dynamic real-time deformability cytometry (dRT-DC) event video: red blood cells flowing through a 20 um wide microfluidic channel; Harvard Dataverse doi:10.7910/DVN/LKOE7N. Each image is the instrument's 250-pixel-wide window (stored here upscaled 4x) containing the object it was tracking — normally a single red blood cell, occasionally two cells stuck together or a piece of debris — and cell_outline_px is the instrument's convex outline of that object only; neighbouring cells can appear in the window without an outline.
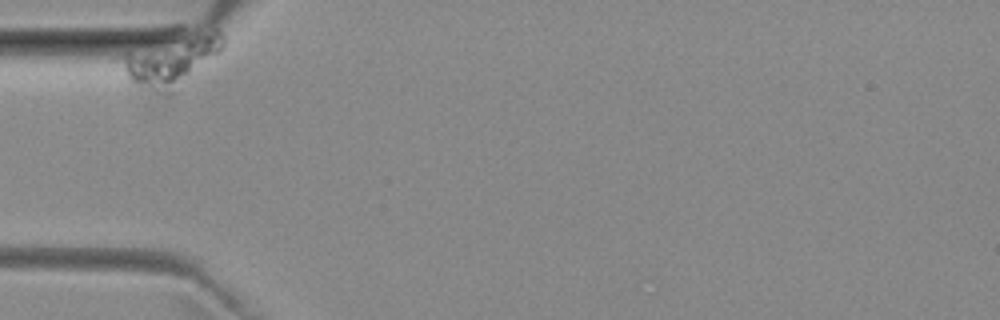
{"species": "common noctule bat (a hibernating species)", "species_latin": "Nyctalus noctula", "temperature_condition": "room temperature", "stored_images_in_passage": 13, "camera_frame_rate_fps": 3000, "um_per_image_px": 0.085, "animal": {"sex": "female", "body_mass_g": 29.2, "forearm_length_mm": 56.3}, "frame": {"image": 1, "passage_image": 1, "time_ms": 0.0, "image_size_px": [1000, 320], "cell_outline_px": [[224, 48], [220, 52], [172, 92], [152, 92], [132, 80], [112, 60], [112, 56], [216, 28], [224, 36]], "centroid_in_image_um": [14.5, 5.14], "position_along_channel_um": 70.5, "area_um2": 28.84}}
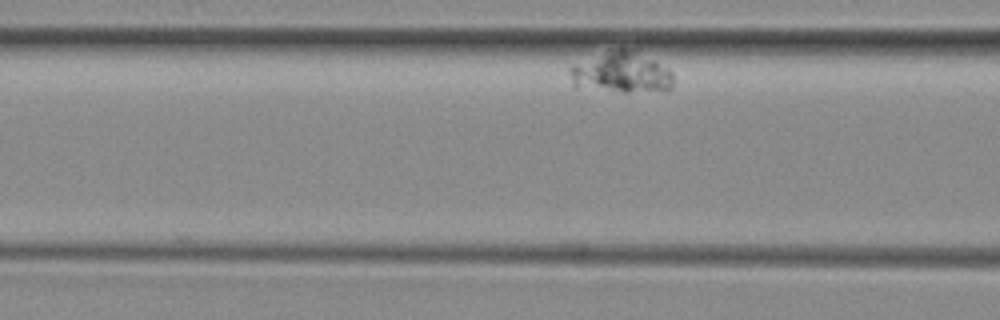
{"frame": {"image": 2, "passage_image": 7, "time_ms": 2.0, "image_size_px": [1000, 320], "cell_outline_px": [[672, 88], [628, 92], [612, 92], [576, 88], [572, 84], [568, 68], [572, 64], [616, 48], [636, 48], [656, 60], [668, 68], [672, 72]], "centroid_in_image_um": [52.76, 6.14], "position_along_channel_um": 113.8, "area_um2": 25.32}}
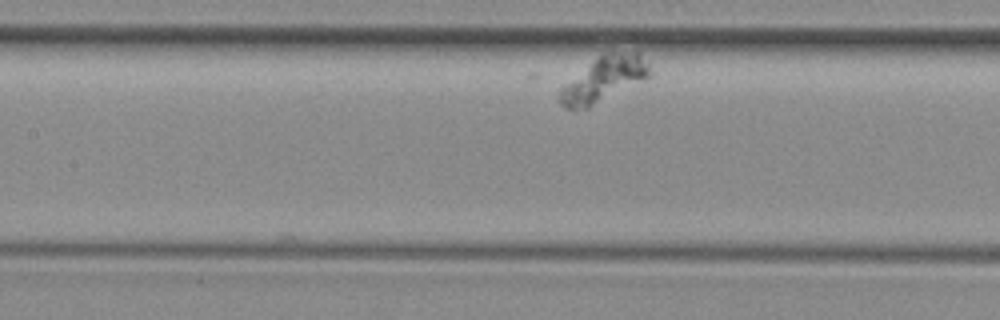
{"frame": {"image": 3, "passage_image": 12, "time_ms": 3.667, "image_size_px": [1000, 320], "cell_outline_px": [[652, 76], [588, 108], [564, 108], [560, 104], [560, 88], [604, 52], [640, 52], [648, 64], [652, 72]], "centroid_in_image_um": [51.38, 6.72], "position_along_channel_um": 156.0, "area_um2": 23.24}}